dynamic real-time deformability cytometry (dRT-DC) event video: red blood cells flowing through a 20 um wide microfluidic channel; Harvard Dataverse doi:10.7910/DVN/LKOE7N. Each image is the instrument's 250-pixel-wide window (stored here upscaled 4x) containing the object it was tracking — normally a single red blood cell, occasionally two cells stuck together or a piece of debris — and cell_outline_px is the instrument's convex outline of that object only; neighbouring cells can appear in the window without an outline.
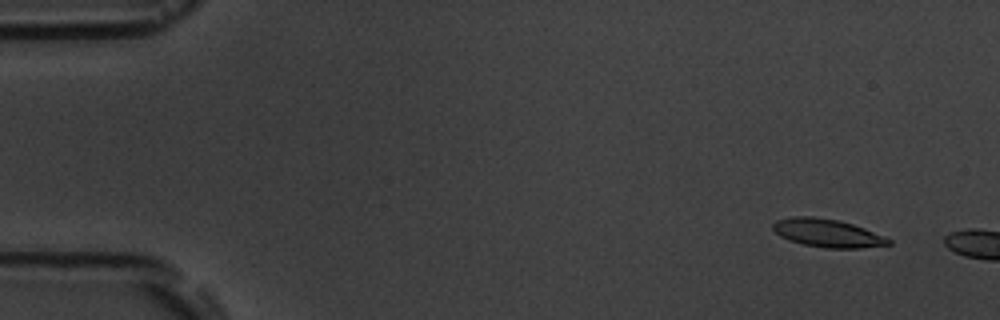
{"species": "common noctule bat (a hibernating species)", "species_latin": "Nyctalus noctula", "temperature_condition": "room temperature", "stored_images_in_passage": 3, "camera_frame_rate_fps": 3000, "um_per_image_px": 0.085, "animal": {"sex": "male", "body_mass_g": 19.5, "forearm_length_mm": 54.6}, "frame": {"image": 1, "passage_image": 2, "time_ms": 1.0, "image_size_px": [1000, 320], "cell_outline_px": [[892, 244], [860, 248], [828, 248], [804, 244], [788, 240], [780, 236], [772, 228], [772, 224], [776, 220], [792, 216], [812, 216], [840, 220], [864, 228], [884, 236], [892, 240]], "centroid_in_image_um": [70.32, 19.8], "position_along_channel_um": 14.7, "area_um2": 18.96}}